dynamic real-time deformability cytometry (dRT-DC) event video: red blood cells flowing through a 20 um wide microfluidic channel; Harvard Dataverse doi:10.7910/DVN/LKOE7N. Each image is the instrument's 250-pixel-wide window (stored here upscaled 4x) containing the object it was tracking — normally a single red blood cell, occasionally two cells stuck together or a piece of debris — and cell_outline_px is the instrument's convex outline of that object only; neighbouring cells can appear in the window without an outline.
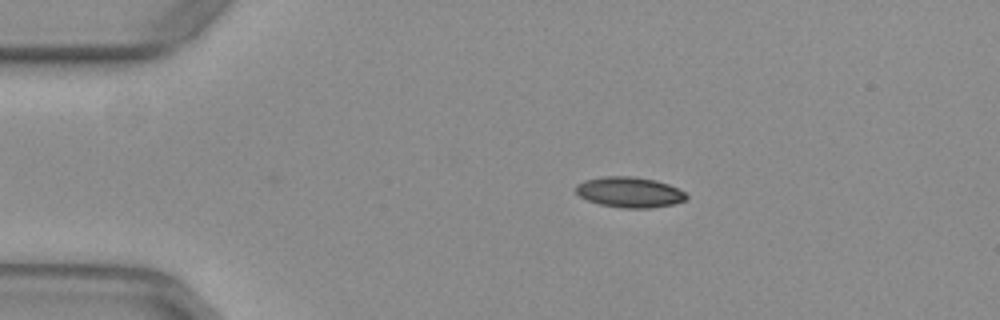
{"species": "common noctule bat (a hibernating species)", "species_latin": "Nyctalus noctula", "temperature_condition": "warm", "stored_images_in_passage": 34, "camera_frame_rate_fps": 3000, "um_per_image_px": 0.085, "animal": {"sex": "female", "body_mass_g": 29.2, "forearm_length_mm": 56.3}, "frame": {"image": 1, "passage_image": 1, "time_ms": 0.0, "image_size_px": [1000, 320], "cell_outline_px": [[688, 196], [684, 200], [672, 204], [652, 208], [620, 208], [600, 204], [588, 200], [580, 196], [576, 192], [576, 184], [584, 180], [604, 176], [632, 176], [656, 180], [668, 184], [684, 192]], "centroid_in_image_um": [53.49, 16.33], "position_along_channel_um": 31.5, "area_um2": 19.59}}
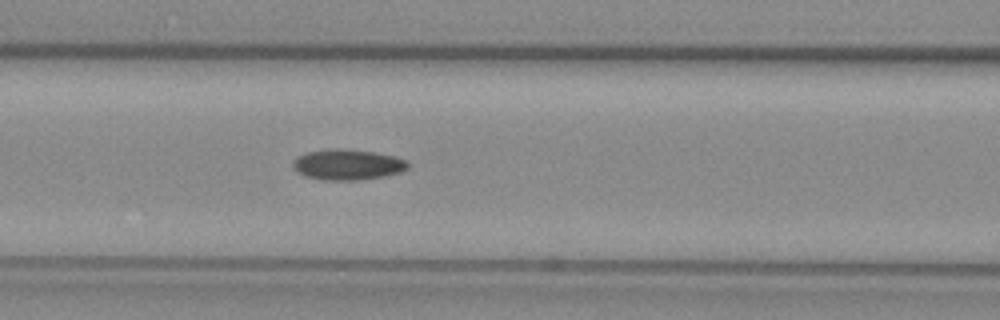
{"frame": {"image": 2, "passage_image": 13, "time_ms": 4.0, "image_size_px": [1000, 320], "cell_outline_px": [[408, 168], [400, 172], [384, 176], [360, 180], [320, 180], [304, 176], [296, 172], [292, 164], [292, 160], [296, 156], [308, 152], [336, 148], [372, 152], [392, 156], [408, 160]], "centroid_in_image_um": [29.5, 14.0], "position_along_channel_um": 137.1, "area_um2": 20.52}}
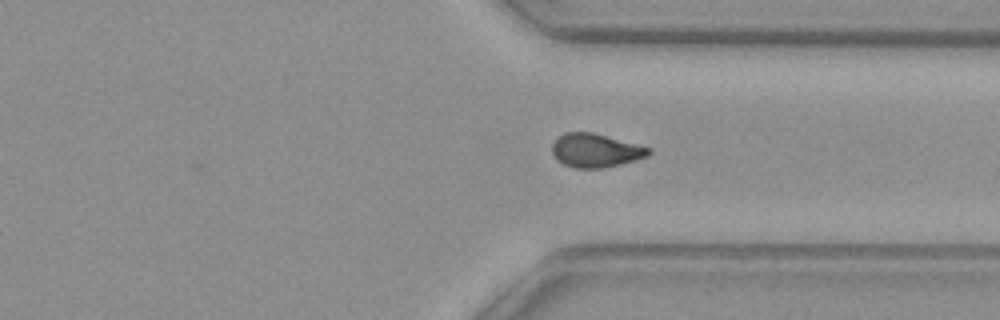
{"frame": {"image": 3, "passage_image": 30, "time_ms": 9.667, "image_size_px": [1000, 320], "cell_outline_px": [[652, 152], [648, 156], [636, 160], [604, 168], [572, 168], [556, 160], [552, 152], [552, 144], [564, 132], [592, 132], [652, 148]], "centroid_in_image_um": [50.63, 12.8], "position_along_channel_um": 360.8, "area_um2": 19.02}, "authors_computed_cell_mechanics": {"area_um2": 19.652, "velocity_mm_per_s": 3.9435, "shape_relaxation_time_tau1_ms": null, "shape_relaxation_time_tau2_ms": 3.4742, "deformation_change_tau1": null, "deformation_change_tau2": 0.0879}}